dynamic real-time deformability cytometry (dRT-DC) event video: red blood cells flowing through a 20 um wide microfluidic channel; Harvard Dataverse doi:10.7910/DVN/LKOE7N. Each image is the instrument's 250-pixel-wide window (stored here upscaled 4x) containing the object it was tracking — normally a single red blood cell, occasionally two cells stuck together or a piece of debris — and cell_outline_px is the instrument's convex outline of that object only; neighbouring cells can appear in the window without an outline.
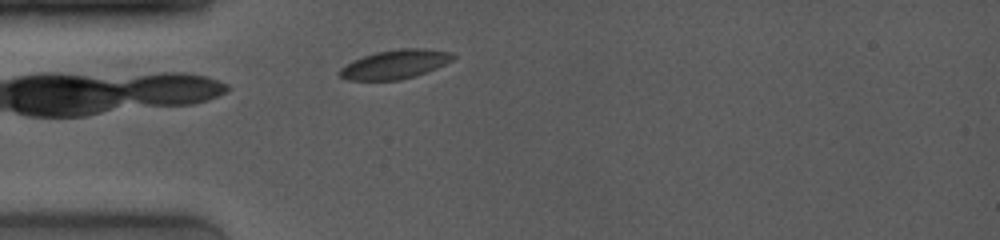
{"species": "common noctule bat (a hibernating species)", "species_latin": "Nyctalus noctula", "temperature_condition": "room temperature", "stored_images_in_passage": 11, "camera_frame_rate_fps": 4000, "um_per_image_px": 0.085, "animal": {"sex": "female", "body_mass_g": 19.0, "forearm_length_mm": 53.3}, "frame": {"image": 1, "passage_image": 2, "time_ms": 0.5, "image_size_px": [1000, 240], "cell_outline_px": [[456, 56], [452, 60], [436, 68], [416, 76], [400, 80], [348, 80], [340, 76], [336, 72], [340, 68], [364, 56], [376, 52], [400, 48], [424, 48], [452, 52]], "centroid_in_image_um": [33.6, 5.46], "position_along_channel_um": 51.4, "area_um2": 19.07}}
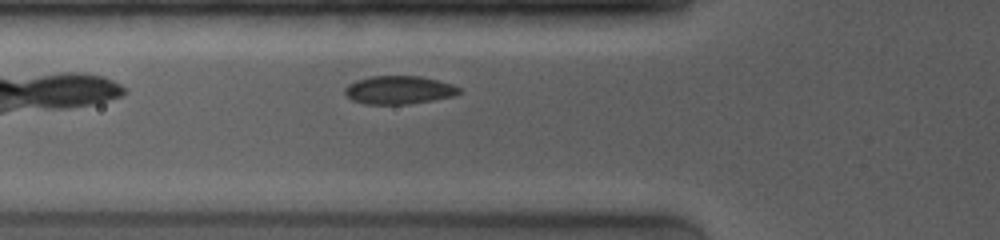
{"frame": {"image": 2, "passage_image": 4, "time_ms": 1.75, "image_size_px": [1000, 240], "cell_outline_px": [[464, 92], [456, 96], [408, 104], [364, 104], [352, 100], [344, 92], [344, 88], [348, 84], [356, 80], [372, 76], [420, 76], [452, 84], [460, 88]], "centroid_in_image_um": [33.93, 7.65], "position_along_channel_um": 91.9, "area_um2": 18.9}}
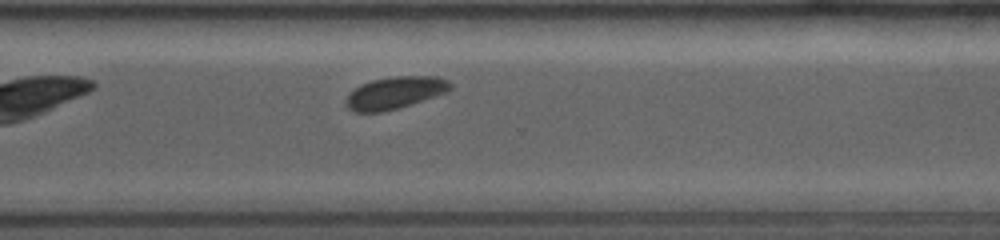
{"frame": {"image": 3, "passage_image": 11, "time_ms": 8.0, "image_size_px": [1000, 240], "cell_outline_px": [[452, 88], [448, 92], [436, 96], [396, 108], [380, 112], [352, 112], [344, 104], [344, 100], [360, 84], [372, 80], [392, 76], [436, 76], [448, 80], [452, 84]], "centroid_in_image_um": [33.57, 7.88], "position_along_channel_um": 337.0, "area_um2": 19.54}}